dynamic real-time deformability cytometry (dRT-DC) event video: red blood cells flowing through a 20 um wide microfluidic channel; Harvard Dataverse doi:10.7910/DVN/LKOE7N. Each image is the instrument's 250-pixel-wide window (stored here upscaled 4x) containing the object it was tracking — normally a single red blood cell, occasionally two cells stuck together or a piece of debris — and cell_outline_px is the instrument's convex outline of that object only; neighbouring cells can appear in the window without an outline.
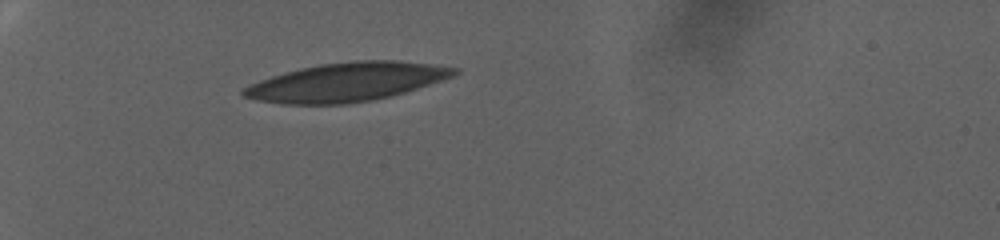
{"species": "human", "species_latin": "Homo sapiens", "temperature_condition": "warm", "stored_images_in_passage": 58, "camera_frame_rate_fps": 3000, "um_per_image_px": 0.085, "donor": {"sex": "female"}, "frame": {"image": 1, "passage_image": 1, "time_ms": 0.0, "image_size_px": [1000, 240], "cell_outline_px": [[460, 72], [452, 76], [392, 96], [372, 100], [348, 104], [280, 104], [256, 100], [240, 96], [240, 92], [244, 88], [260, 80], [284, 72], [300, 68], [320, 64], [356, 60], [396, 60], [460, 68]], "centroid_in_image_um": [29.41, 6.98], "position_along_channel_um": 55.6, "area_um2": 47.34}}
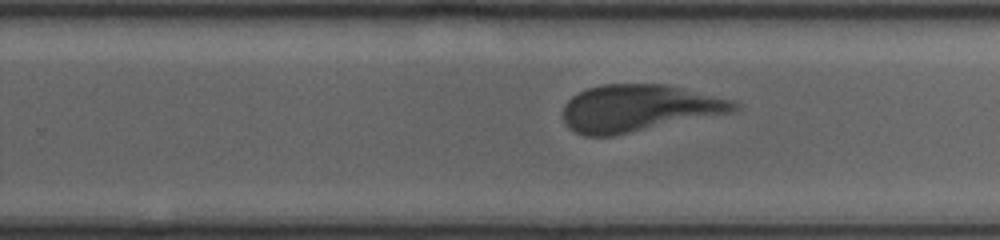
{"frame": {"image": 2, "passage_image": 32, "time_ms": 10.333, "image_size_px": [1000, 240], "cell_outline_px": [[740, 108], [736, 112], [612, 136], [584, 136], [568, 128], [564, 120], [564, 104], [572, 96], [588, 88], [600, 84], [664, 84], [732, 100], [740, 104]], "centroid_in_image_um": [54.31, 9.2], "position_along_channel_um": 275.5, "area_um2": 46.82}}
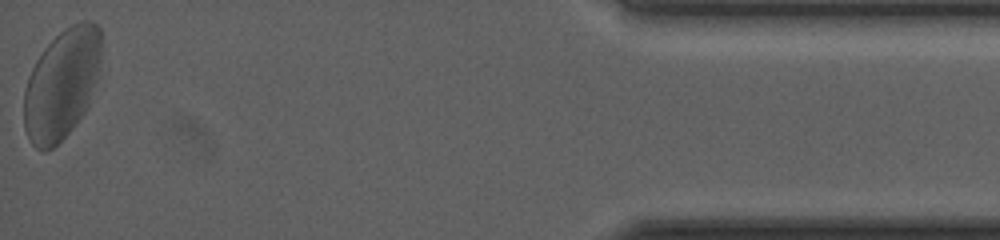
{"frame": {"image": 3, "passage_image": 58, "time_ms": 19.0, "image_size_px": [1000, 240], "cell_outline_px": [[104, 36], [100, 60], [96, 80], [88, 108], [72, 128], [52, 148], [44, 152], [36, 148], [32, 144], [24, 128], [24, 88], [28, 76], [36, 60], [44, 48], [60, 32], [72, 24], [80, 20], [92, 20], [100, 28]], "centroid_in_image_um": [5.27, 7.11], "position_along_channel_um": 429.9, "area_um2": 50.05}, "authors_computed_cell_mechanics": {"area_um2": 47.8006, "velocity_mm_per_s": 2.4881, "shape_relaxation_time_tau1_ms": 5.1097, "shape_relaxation_time_tau2_ms": 1.6705, "deformation_change_tau1": 0.1503, "deformation_change_tau2": 0.0968}}